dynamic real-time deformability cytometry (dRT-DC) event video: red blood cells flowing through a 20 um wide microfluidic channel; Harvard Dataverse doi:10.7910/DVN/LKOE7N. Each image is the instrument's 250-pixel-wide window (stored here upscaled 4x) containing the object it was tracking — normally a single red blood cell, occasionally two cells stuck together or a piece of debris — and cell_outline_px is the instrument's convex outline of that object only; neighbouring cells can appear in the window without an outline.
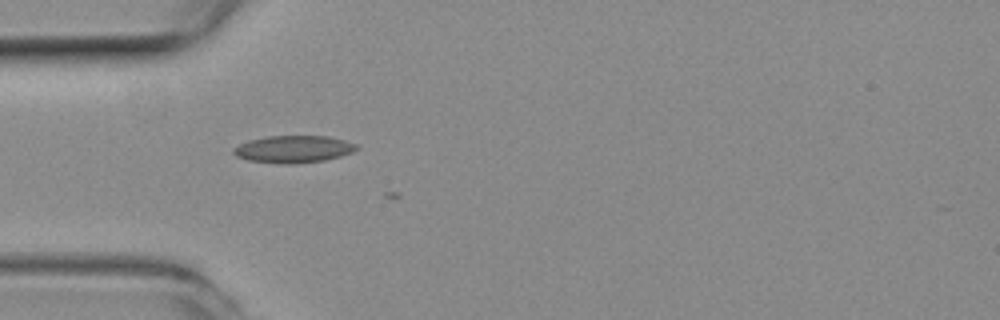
{"species": "common noctule bat (a hibernating species)", "species_latin": "Nyctalus noctula", "temperature_condition": "room temperature", "stored_images_in_passage": 4, "camera_frame_rate_fps": 3000, "um_per_image_px": 0.085, "animal": {"sex": "female", "body_mass_g": 19.3, "forearm_length_mm": 54.1}, "frame": {"image": 1, "passage_image": 1, "time_ms": 0.0, "image_size_px": [1000, 320], "cell_outline_px": [[360, 148], [352, 152], [340, 156], [324, 160], [292, 164], [284, 164], [248, 160], [236, 156], [232, 152], [232, 148], [248, 140], [268, 136], [328, 136], [344, 140], [356, 144]], "centroid_in_image_um": [24.93, 12.67], "position_along_channel_um": 60.1, "area_um2": 19.48}}